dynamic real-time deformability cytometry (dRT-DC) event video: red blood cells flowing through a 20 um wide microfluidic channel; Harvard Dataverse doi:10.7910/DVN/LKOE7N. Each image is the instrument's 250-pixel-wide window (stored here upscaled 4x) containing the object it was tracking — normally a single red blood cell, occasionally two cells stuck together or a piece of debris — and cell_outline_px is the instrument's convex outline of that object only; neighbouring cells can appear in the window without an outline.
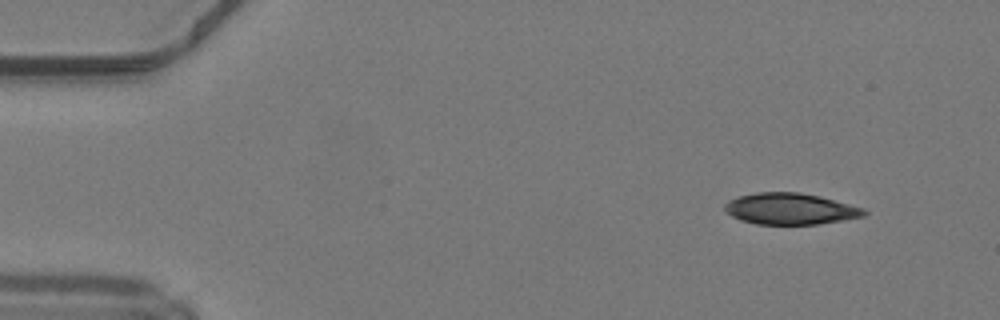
{"species": "common noctule bat (a hibernating species)", "species_latin": "Nyctalus noctula", "temperature_condition": "warm", "stored_images_in_passage": 44, "camera_frame_rate_fps": 3000, "um_per_image_px": 0.085, "animal": {"sex": "male", "body_mass_g": 19.2, "forearm_length_mm": 51.8}, "frame": {"image": 1, "passage_image": 1, "time_ms": 0.0, "image_size_px": [1000, 320], "cell_outline_px": [[868, 212], [864, 216], [816, 224], [756, 224], [740, 220], [724, 212], [724, 204], [728, 200], [740, 196], [756, 192], [800, 192], [820, 196], [864, 208]], "centroid_in_image_um": [67.13, 17.74], "position_along_channel_um": 17.9, "area_um2": 25.43}}
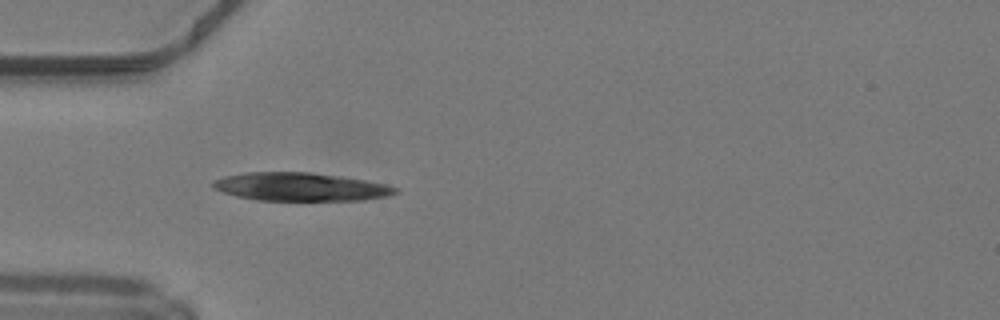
{"frame": {"image": 2, "passage_image": 11, "time_ms": 3.333, "image_size_px": [1000, 320], "cell_outline_px": [[400, 192], [388, 196], [364, 200], [256, 200], [236, 196], [212, 188], [212, 180], [224, 176], [244, 172], [308, 172], [340, 176], [364, 180], [384, 184], [400, 188]], "centroid_in_image_um": [25.54, 15.88], "position_along_channel_um": 59.5, "area_um2": 30.11}}